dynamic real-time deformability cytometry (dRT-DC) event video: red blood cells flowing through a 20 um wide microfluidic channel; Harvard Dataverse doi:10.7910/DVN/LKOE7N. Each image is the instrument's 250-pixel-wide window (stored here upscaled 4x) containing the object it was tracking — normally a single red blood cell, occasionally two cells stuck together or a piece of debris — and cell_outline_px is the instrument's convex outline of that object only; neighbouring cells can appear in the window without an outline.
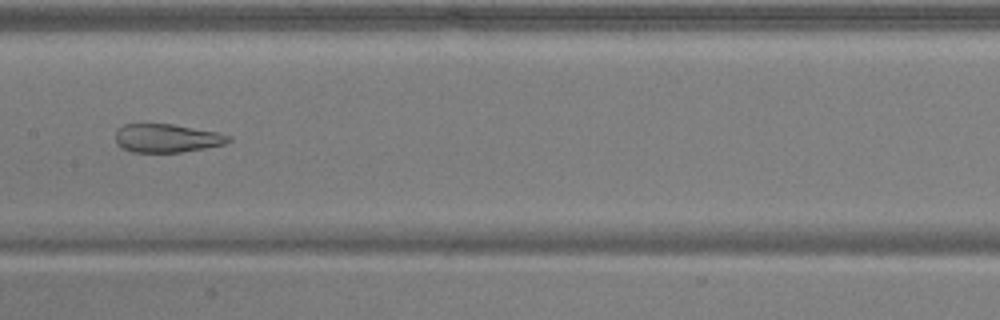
{"species": "common noctule bat (a hibernating species)", "species_latin": "Nyctalus noctula", "temperature_condition": "warm", "stored_images_in_passage": 52, "camera_frame_rate_fps": 3000, "um_per_image_px": 0.085, "animal": {"sex": "male", "body_mass_g": 17.9, "forearm_length_mm": 54.2}, "frame": {"image": 1, "passage_image": 27, "time_ms": 8.667, "image_size_px": [1000, 320], "cell_outline_px": [[232, 140], [224, 144], [204, 148], [180, 152], [132, 152], [120, 148], [116, 144], [116, 132], [124, 124], [172, 124], [216, 132], [232, 136]], "centroid_in_image_um": [14.17, 11.75], "position_along_channel_um": 193.2, "area_um2": 18.67}}
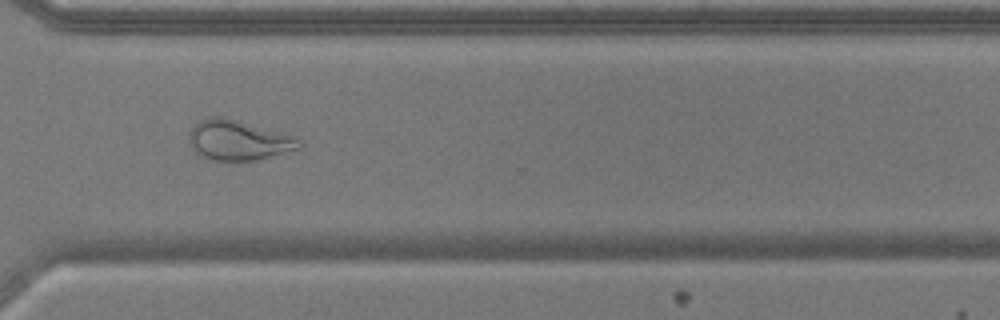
{"frame": {"image": 2, "passage_image": 39, "time_ms": 12.667, "image_size_px": [1000, 320], "cell_outline_px": [[304, 144], [300, 148], [260, 160], [208, 160], [200, 156], [192, 148], [188, 140], [188, 132], [200, 120], [212, 116], [220, 116], [280, 132], [292, 136], [300, 140]], "centroid_in_image_um": [20.24, 11.94], "position_along_channel_um": 350.4, "area_um2": 25.61}}
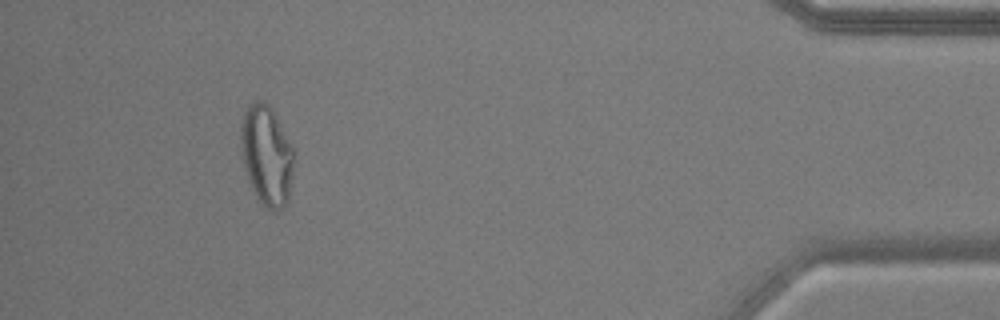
{"frame": {"image": 3, "passage_image": 48, "time_ms": 15.667, "image_size_px": [1000, 320], "cell_outline_px": [[292, 176], [288, 204], [284, 208], [276, 212], [272, 212], [260, 204], [248, 180], [244, 168], [240, 152], [240, 124], [244, 112], [248, 104], [256, 100], [260, 100], [268, 104], [272, 108], [292, 148]], "centroid_in_image_um": [22.62, 13.24], "position_along_channel_um": 412.6, "area_um2": 31.27}, "authors_computed_cell_mechanics": {"area_um2": 27.7729, "velocity_mm_per_s": 3.9398, "shape_relaxation_time_tau1_ms": null, "shape_relaxation_time_tau2_ms": 1.4141, "deformation_change_tau1": null, "deformation_change_tau2": 0.1002}}